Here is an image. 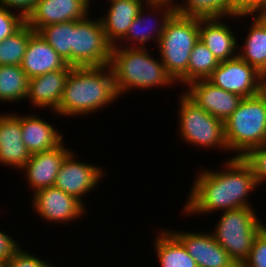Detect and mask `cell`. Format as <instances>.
I'll return each instance as SVG.
<instances>
[{
	"label": "cell",
	"mask_w": 266,
	"mask_h": 267,
	"mask_svg": "<svg viewBox=\"0 0 266 267\" xmlns=\"http://www.w3.org/2000/svg\"><path fill=\"white\" fill-rule=\"evenodd\" d=\"M224 161L221 169L202 168L196 174L182 207L183 215L200 216L253 207L248 199L259 187L251 167L242 157L231 155Z\"/></svg>",
	"instance_id": "1"
},
{
	"label": "cell",
	"mask_w": 266,
	"mask_h": 267,
	"mask_svg": "<svg viewBox=\"0 0 266 267\" xmlns=\"http://www.w3.org/2000/svg\"><path fill=\"white\" fill-rule=\"evenodd\" d=\"M119 99L109 65L73 67L66 80L55 115L71 117L95 114ZM112 102V103H111ZM107 105V106H106ZM57 113V114H56Z\"/></svg>",
	"instance_id": "2"
},
{
	"label": "cell",
	"mask_w": 266,
	"mask_h": 267,
	"mask_svg": "<svg viewBox=\"0 0 266 267\" xmlns=\"http://www.w3.org/2000/svg\"><path fill=\"white\" fill-rule=\"evenodd\" d=\"M149 49L112 46L109 66L119 97L135 88L165 89L177 85L167 73L160 57L154 58Z\"/></svg>",
	"instance_id": "3"
},
{
	"label": "cell",
	"mask_w": 266,
	"mask_h": 267,
	"mask_svg": "<svg viewBox=\"0 0 266 267\" xmlns=\"http://www.w3.org/2000/svg\"><path fill=\"white\" fill-rule=\"evenodd\" d=\"M225 140L233 157L266 144V96L260 92L245 97L224 122ZM236 153V154H235Z\"/></svg>",
	"instance_id": "4"
},
{
	"label": "cell",
	"mask_w": 266,
	"mask_h": 267,
	"mask_svg": "<svg viewBox=\"0 0 266 267\" xmlns=\"http://www.w3.org/2000/svg\"><path fill=\"white\" fill-rule=\"evenodd\" d=\"M199 40V18L174 14L166 23L157 52L167 73L178 85H188V62Z\"/></svg>",
	"instance_id": "5"
},
{
	"label": "cell",
	"mask_w": 266,
	"mask_h": 267,
	"mask_svg": "<svg viewBox=\"0 0 266 267\" xmlns=\"http://www.w3.org/2000/svg\"><path fill=\"white\" fill-rule=\"evenodd\" d=\"M254 207H243L221 212L212 232L215 240L240 266L248 257L254 240L266 226Z\"/></svg>",
	"instance_id": "6"
},
{
	"label": "cell",
	"mask_w": 266,
	"mask_h": 267,
	"mask_svg": "<svg viewBox=\"0 0 266 267\" xmlns=\"http://www.w3.org/2000/svg\"><path fill=\"white\" fill-rule=\"evenodd\" d=\"M178 98V135L191 146L228 151L224 121L212 116L184 92Z\"/></svg>",
	"instance_id": "7"
},
{
	"label": "cell",
	"mask_w": 266,
	"mask_h": 267,
	"mask_svg": "<svg viewBox=\"0 0 266 267\" xmlns=\"http://www.w3.org/2000/svg\"><path fill=\"white\" fill-rule=\"evenodd\" d=\"M73 21L71 67L109 65L112 45L108 42L99 18Z\"/></svg>",
	"instance_id": "8"
},
{
	"label": "cell",
	"mask_w": 266,
	"mask_h": 267,
	"mask_svg": "<svg viewBox=\"0 0 266 267\" xmlns=\"http://www.w3.org/2000/svg\"><path fill=\"white\" fill-rule=\"evenodd\" d=\"M175 13V6L171 4L147 1L129 26L126 36L116 46L147 48L151 40L158 44L166 23Z\"/></svg>",
	"instance_id": "9"
},
{
	"label": "cell",
	"mask_w": 266,
	"mask_h": 267,
	"mask_svg": "<svg viewBox=\"0 0 266 267\" xmlns=\"http://www.w3.org/2000/svg\"><path fill=\"white\" fill-rule=\"evenodd\" d=\"M30 200L34 208L32 212L35 211L47 223L73 222L88 213V208L80 200L55 186L35 191Z\"/></svg>",
	"instance_id": "10"
},
{
	"label": "cell",
	"mask_w": 266,
	"mask_h": 267,
	"mask_svg": "<svg viewBox=\"0 0 266 267\" xmlns=\"http://www.w3.org/2000/svg\"><path fill=\"white\" fill-rule=\"evenodd\" d=\"M75 153L71 151L64 158L54 186L76 197L87 207L83 196L86 197L89 192L98 187L97 185L104 179L105 170L97 164L78 161Z\"/></svg>",
	"instance_id": "11"
},
{
	"label": "cell",
	"mask_w": 266,
	"mask_h": 267,
	"mask_svg": "<svg viewBox=\"0 0 266 267\" xmlns=\"http://www.w3.org/2000/svg\"><path fill=\"white\" fill-rule=\"evenodd\" d=\"M207 80L214 86L243 98L262 92L257 69L239 56L220 62Z\"/></svg>",
	"instance_id": "12"
},
{
	"label": "cell",
	"mask_w": 266,
	"mask_h": 267,
	"mask_svg": "<svg viewBox=\"0 0 266 267\" xmlns=\"http://www.w3.org/2000/svg\"><path fill=\"white\" fill-rule=\"evenodd\" d=\"M168 230L184 245L197 267H240L215 240L212 232Z\"/></svg>",
	"instance_id": "13"
},
{
	"label": "cell",
	"mask_w": 266,
	"mask_h": 267,
	"mask_svg": "<svg viewBox=\"0 0 266 267\" xmlns=\"http://www.w3.org/2000/svg\"><path fill=\"white\" fill-rule=\"evenodd\" d=\"M88 0H38L25 20L35 32L51 24L79 21L90 14Z\"/></svg>",
	"instance_id": "14"
},
{
	"label": "cell",
	"mask_w": 266,
	"mask_h": 267,
	"mask_svg": "<svg viewBox=\"0 0 266 267\" xmlns=\"http://www.w3.org/2000/svg\"><path fill=\"white\" fill-rule=\"evenodd\" d=\"M184 93L204 111L226 121L243 97L214 86L208 80H197L186 86Z\"/></svg>",
	"instance_id": "15"
},
{
	"label": "cell",
	"mask_w": 266,
	"mask_h": 267,
	"mask_svg": "<svg viewBox=\"0 0 266 267\" xmlns=\"http://www.w3.org/2000/svg\"><path fill=\"white\" fill-rule=\"evenodd\" d=\"M62 142L56 148L31 154V158L20 170L26 176L29 189L33 193L43 188L54 186L58 171L64 158L72 151Z\"/></svg>",
	"instance_id": "16"
},
{
	"label": "cell",
	"mask_w": 266,
	"mask_h": 267,
	"mask_svg": "<svg viewBox=\"0 0 266 267\" xmlns=\"http://www.w3.org/2000/svg\"><path fill=\"white\" fill-rule=\"evenodd\" d=\"M73 67L66 66L63 70L50 71L46 74L29 79L26 100L36 109H52L55 113L62 99L66 80ZM39 107V108H38Z\"/></svg>",
	"instance_id": "17"
},
{
	"label": "cell",
	"mask_w": 266,
	"mask_h": 267,
	"mask_svg": "<svg viewBox=\"0 0 266 267\" xmlns=\"http://www.w3.org/2000/svg\"><path fill=\"white\" fill-rule=\"evenodd\" d=\"M67 62L47 43V41L29 26V42L23 57L21 68L31 79L50 71L63 70Z\"/></svg>",
	"instance_id": "18"
},
{
	"label": "cell",
	"mask_w": 266,
	"mask_h": 267,
	"mask_svg": "<svg viewBox=\"0 0 266 267\" xmlns=\"http://www.w3.org/2000/svg\"><path fill=\"white\" fill-rule=\"evenodd\" d=\"M224 19H199V39L219 62L238 56V36Z\"/></svg>",
	"instance_id": "19"
},
{
	"label": "cell",
	"mask_w": 266,
	"mask_h": 267,
	"mask_svg": "<svg viewBox=\"0 0 266 267\" xmlns=\"http://www.w3.org/2000/svg\"><path fill=\"white\" fill-rule=\"evenodd\" d=\"M31 154L22 141L20 120L13 113L0 117V164L21 170Z\"/></svg>",
	"instance_id": "20"
},
{
	"label": "cell",
	"mask_w": 266,
	"mask_h": 267,
	"mask_svg": "<svg viewBox=\"0 0 266 267\" xmlns=\"http://www.w3.org/2000/svg\"><path fill=\"white\" fill-rule=\"evenodd\" d=\"M13 114L20 120L22 141L30 154L52 150L64 141L63 133L41 118L40 114Z\"/></svg>",
	"instance_id": "21"
},
{
	"label": "cell",
	"mask_w": 266,
	"mask_h": 267,
	"mask_svg": "<svg viewBox=\"0 0 266 267\" xmlns=\"http://www.w3.org/2000/svg\"><path fill=\"white\" fill-rule=\"evenodd\" d=\"M148 0H109L107 14L99 17L108 42L115 46L127 34L132 21Z\"/></svg>",
	"instance_id": "22"
},
{
	"label": "cell",
	"mask_w": 266,
	"mask_h": 267,
	"mask_svg": "<svg viewBox=\"0 0 266 267\" xmlns=\"http://www.w3.org/2000/svg\"><path fill=\"white\" fill-rule=\"evenodd\" d=\"M153 244L160 267H197L196 261L168 228L160 229Z\"/></svg>",
	"instance_id": "23"
},
{
	"label": "cell",
	"mask_w": 266,
	"mask_h": 267,
	"mask_svg": "<svg viewBox=\"0 0 266 267\" xmlns=\"http://www.w3.org/2000/svg\"><path fill=\"white\" fill-rule=\"evenodd\" d=\"M247 34L243 44L238 45V56L246 63L258 69L266 56V25L259 17H251ZM240 48V49H239Z\"/></svg>",
	"instance_id": "24"
},
{
	"label": "cell",
	"mask_w": 266,
	"mask_h": 267,
	"mask_svg": "<svg viewBox=\"0 0 266 267\" xmlns=\"http://www.w3.org/2000/svg\"><path fill=\"white\" fill-rule=\"evenodd\" d=\"M28 86L29 78L21 65H0L1 103L24 101L27 98Z\"/></svg>",
	"instance_id": "25"
},
{
	"label": "cell",
	"mask_w": 266,
	"mask_h": 267,
	"mask_svg": "<svg viewBox=\"0 0 266 267\" xmlns=\"http://www.w3.org/2000/svg\"><path fill=\"white\" fill-rule=\"evenodd\" d=\"M175 10L180 16L199 19L232 17L229 0H182Z\"/></svg>",
	"instance_id": "26"
},
{
	"label": "cell",
	"mask_w": 266,
	"mask_h": 267,
	"mask_svg": "<svg viewBox=\"0 0 266 267\" xmlns=\"http://www.w3.org/2000/svg\"><path fill=\"white\" fill-rule=\"evenodd\" d=\"M219 64L217 58L199 39L188 62V84L197 80H207Z\"/></svg>",
	"instance_id": "27"
},
{
	"label": "cell",
	"mask_w": 266,
	"mask_h": 267,
	"mask_svg": "<svg viewBox=\"0 0 266 267\" xmlns=\"http://www.w3.org/2000/svg\"><path fill=\"white\" fill-rule=\"evenodd\" d=\"M38 33L71 66L73 21L47 25Z\"/></svg>",
	"instance_id": "28"
},
{
	"label": "cell",
	"mask_w": 266,
	"mask_h": 267,
	"mask_svg": "<svg viewBox=\"0 0 266 267\" xmlns=\"http://www.w3.org/2000/svg\"><path fill=\"white\" fill-rule=\"evenodd\" d=\"M29 42V26L24 23L15 33L0 42V65H21Z\"/></svg>",
	"instance_id": "29"
},
{
	"label": "cell",
	"mask_w": 266,
	"mask_h": 267,
	"mask_svg": "<svg viewBox=\"0 0 266 267\" xmlns=\"http://www.w3.org/2000/svg\"><path fill=\"white\" fill-rule=\"evenodd\" d=\"M242 158L251 167L258 186L266 183V144L250 149Z\"/></svg>",
	"instance_id": "30"
},
{
	"label": "cell",
	"mask_w": 266,
	"mask_h": 267,
	"mask_svg": "<svg viewBox=\"0 0 266 267\" xmlns=\"http://www.w3.org/2000/svg\"><path fill=\"white\" fill-rule=\"evenodd\" d=\"M240 267H266V226L256 236L248 257Z\"/></svg>",
	"instance_id": "31"
},
{
	"label": "cell",
	"mask_w": 266,
	"mask_h": 267,
	"mask_svg": "<svg viewBox=\"0 0 266 267\" xmlns=\"http://www.w3.org/2000/svg\"><path fill=\"white\" fill-rule=\"evenodd\" d=\"M25 20L16 12L0 6V42L15 33Z\"/></svg>",
	"instance_id": "32"
},
{
	"label": "cell",
	"mask_w": 266,
	"mask_h": 267,
	"mask_svg": "<svg viewBox=\"0 0 266 267\" xmlns=\"http://www.w3.org/2000/svg\"><path fill=\"white\" fill-rule=\"evenodd\" d=\"M49 261L35 256L19 246L6 262V267H45Z\"/></svg>",
	"instance_id": "33"
},
{
	"label": "cell",
	"mask_w": 266,
	"mask_h": 267,
	"mask_svg": "<svg viewBox=\"0 0 266 267\" xmlns=\"http://www.w3.org/2000/svg\"><path fill=\"white\" fill-rule=\"evenodd\" d=\"M38 0H0V6L7 9H17V13L26 20L33 11Z\"/></svg>",
	"instance_id": "34"
},
{
	"label": "cell",
	"mask_w": 266,
	"mask_h": 267,
	"mask_svg": "<svg viewBox=\"0 0 266 267\" xmlns=\"http://www.w3.org/2000/svg\"><path fill=\"white\" fill-rule=\"evenodd\" d=\"M232 6V18L245 19V15H249L256 7L257 0H229Z\"/></svg>",
	"instance_id": "35"
},
{
	"label": "cell",
	"mask_w": 266,
	"mask_h": 267,
	"mask_svg": "<svg viewBox=\"0 0 266 267\" xmlns=\"http://www.w3.org/2000/svg\"><path fill=\"white\" fill-rule=\"evenodd\" d=\"M3 231L0 230V259L7 261L20 245L13 236Z\"/></svg>",
	"instance_id": "36"
},
{
	"label": "cell",
	"mask_w": 266,
	"mask_h": 267,
	"mask_svg": "<svg viewBox=\"0 0 266 267\" xmlns=\"http://www.w3.org/2000/svg\"><path fill=\"white\" fill-rule=\"evenodd\" d=\"M266 12V0H257L256 7L249 14L245 15L249 19V17H259L262 13Z\"/></svg>",
	"instance_id": "37"
},
{
	"label": "cell",
	"mask_w": 266,
	"mask_h": 267,
	"mask_svg": "<svg viewBox=\"0 0 266 267\" xmlns=\"http://www.w3.org/2000/svg\"><path fill=\"white\" fill-rule=\"evenodd\" d=\"M257 73H258L260 82L261 83L266 82V56L264 57V61L262 65L257 69Z\"/></svg>",
	"instance_id": "38"
},
{
	"label": "cell",
	"mask_w": 266,
	"mask_h": 267,
	"mask_svg": "<svg viewBox=\"0 0 266 267\" xmlns=\"http://www.w3.org/2000/svg\"><path fill=\"white\" fill-rule=\"evenodd\" d=\"M148 1H151V2H160V3H168V4H171V5H173V6L176 7L179 0H148Z\"/></svg>",
	"instance_id": "39"
},
{
	"label": "cell",
	"mask_w": 266,
	"mask_h": 267,
	"mask_svg": "<svg viewBox=\"0 0 266 267\" xmlns=\"http://www.w3.org/2000/svg\"><path fill=\"white\" fill-rule=\"evenodd\" d=\"M259 18L262 20V22L266 25V12L262 13Z\"/></svg>",
	"instance_id": "40"
},
{
	"label": "cell",
	"mask_w": 266,
	"mask_h": 267,
	"mask_svg": "<svg viewBox=\"0 0 266 267\" xmlns=\"http://www.w3.org/2000/svg\"><path fill=\"white\" fill-rule=\"evenodd\" d=\"M262 93L266 96V82L262 83Z\"/></svg>",
	"instance_id": "41"
},
{
	"label": "cell",
	"mask_w": 266,
	"mask_h": 267,
	"mask_svg": "<svg viewBox=\"0 0 266 267\" xmlns=\"http://www.w3.org/2000/svg\"><path fill=\"white\" fill-rule=\"evenodd\" d=\"M6 260H1L0 259V267H6Z\"/></svg>",
	"instance_id": "42"
},
{
	"label": "cell",
	"mask_w": 266,
	"mask_h": 267,
	"mask_svg": "<svg viewBox=\"0 0 266 267\" xmlns=\"http://www.w3.org/2000/svg\"><path fill=\"white\" fill-rule=\"evenodd\" d=\"M45 267H56V266H54V264L52 265V263H48Z\"/></svg>",
	"instance_id": "43"
}]
</instances>
